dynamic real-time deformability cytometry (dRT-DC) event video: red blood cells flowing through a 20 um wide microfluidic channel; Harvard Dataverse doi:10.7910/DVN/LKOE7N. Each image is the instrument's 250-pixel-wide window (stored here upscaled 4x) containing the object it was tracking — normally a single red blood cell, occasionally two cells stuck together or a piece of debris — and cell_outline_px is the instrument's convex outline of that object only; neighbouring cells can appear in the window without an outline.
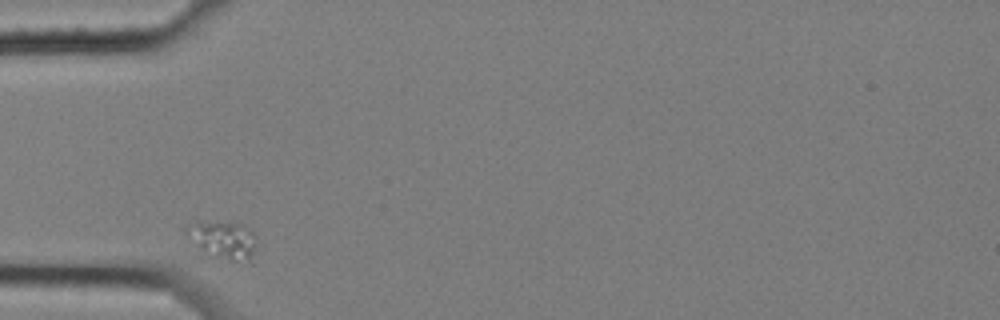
{"species": "common noctule bat (a hibernating species)", "species_latin": "Nyctalus noctula", "temperature_condition": "cold", "stored_images_in_passage": 2, "camera_frame_rate_fps": 3000, "um_per_image_px": 0.085, "animal": {"sex": "female", "body_mass_g": 25.1}, "frame": {"image": 1, "passage_image": 1, "time_ms": 0.0, "image_size_px": [1000, 320], "cell_outline_px": [[256, 244], [248, 260], [232, 260], [216, 256], [204, 248], [188, 236], [184, 232], [184, 228], [196, 220], [200, 220], [244, 224], [252, 228], [256, 236]], "centroid_in_image_um": [19.0, 20.28], "position_along_channel_um": 66.0, "area_um2": 14.91}}